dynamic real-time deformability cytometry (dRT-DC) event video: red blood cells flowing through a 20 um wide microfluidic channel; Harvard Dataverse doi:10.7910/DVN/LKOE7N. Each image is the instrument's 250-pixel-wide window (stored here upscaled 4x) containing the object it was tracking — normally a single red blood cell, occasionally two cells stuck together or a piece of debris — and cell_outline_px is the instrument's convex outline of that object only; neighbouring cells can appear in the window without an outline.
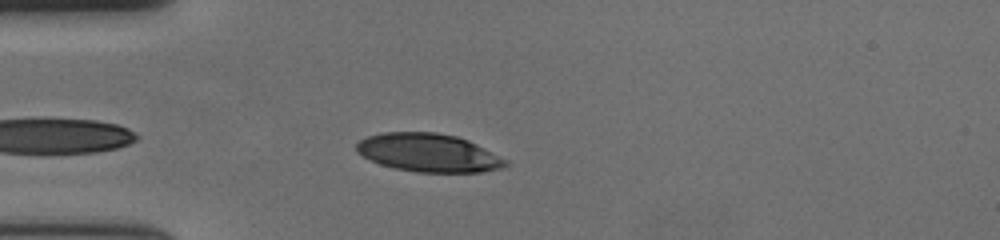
{"species": "human", "species_latin": "Homo sapiens", "temperature_condition": "cold", "stored_images_in_passage": 46, "camera_frame_rate_fps": 3000, "um_per_image_px": 0.085, "donor": {"sex": "female"}, "frame": {"image": 1, "passage_image": 5, "time_ms": 1.333, "image_size_px": [1000, 240], "cell_outline_px": [[508, 164], [500, 168], [480, 172], [416, 172], [396, 168], [380, 164], [356, 152], [356, 144], [360, 140], [368, 136], [380, 132], [436, 132], [456, 136], [468, 140], [508, 160]], "centroid_in_image_um": [36.41, 12.97], "position_along_channel_um": 48.6, "area_um2": 33.06}}
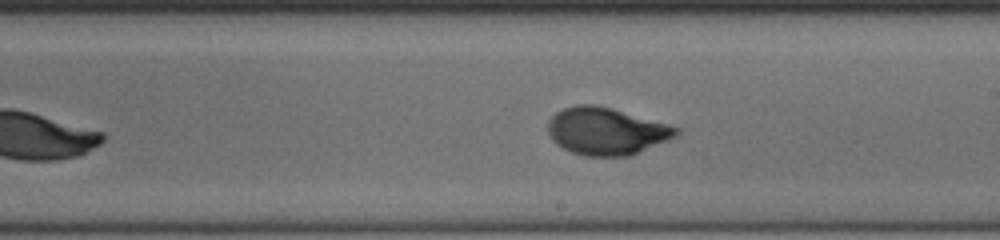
{"frame": {"image": 2, "passage_image": 22, "time_ms": 7.0, "image_size_px": [1000, 240], "cell_outline_px": [[684, 128], [676, 136], [668, 140], [628, 156], [584, 156], [572, 152], [556, 144], [552, 140], [548, 132], [548, 120], [556, 112], [564, 108], [576, 104], [596, 104], [612, 108]], "centroid_in_image_um": [51.55, 11.13], "position_along_channel_um": 237.4, "area_um2": 35.55}}
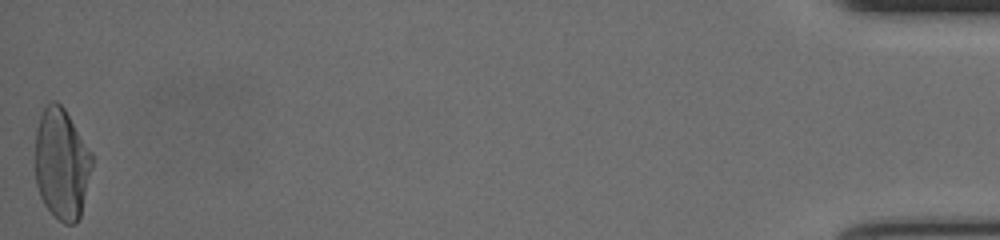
{"frame": {"image": 3, "passage_image": 46, "time_ms": 15.0, "image_size_px": [1000, 240], "cell_outline_px": [[92, 168], [80, 216], [76, 224], [64, 224], [52, 216], [44, 204], [40, 196], [36, 184], [36, 128], [40, 116], [44, 108], [52, 100], [56, 100], [64, 108], [92, 152]], "centroid_in_image_um": [5.24, 13.95], "position_along_channel_um": 430.0, "area_um2": 36.93}, "authors_computed_cell_mechanics": {"area_um2": 34.9401, "velocity_mm_per_s": 3.6375, "shape_relaxation_time_tau1_ms": 3.6248, "shape_relaxation_time_tau2_ms": null, "deformation_change_tau1": 0.1783, "deformation_change_tau2": null}}